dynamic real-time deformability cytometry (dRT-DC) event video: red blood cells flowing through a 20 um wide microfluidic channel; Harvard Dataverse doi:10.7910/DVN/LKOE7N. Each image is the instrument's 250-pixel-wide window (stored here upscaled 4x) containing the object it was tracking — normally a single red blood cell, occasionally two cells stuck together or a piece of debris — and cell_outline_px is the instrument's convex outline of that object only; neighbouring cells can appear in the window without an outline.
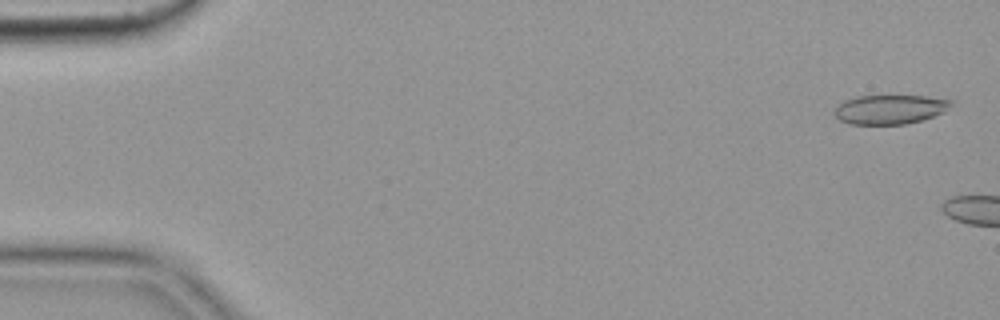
{"species": "common noctule bat (a hibernating species)", "species_latin": "Nyctalus noctula", "temperature_condition": "cold", "stored_images_in_passage": 5, "camera_frame_rate_fps": 3000, "um_per_image_px": 0.085, "animal": {"sex": "female", "body_mass_g": 19.9}, "frame": {"image": 1, "passage_image": 2, "time_ms": 0.333, "image_size_px": [1000, 320], "cell_outline_px": [[956, 100], [944, 112], [920, 120], [904, 124], [852, 124], [840, 120], [832, 112], [844, 100], [856, 96], [924, 96]], "centroid_in_image_um": [75.65, 9.29], "position_along_channel_um": 9.3, "area_um2": 19.77}}